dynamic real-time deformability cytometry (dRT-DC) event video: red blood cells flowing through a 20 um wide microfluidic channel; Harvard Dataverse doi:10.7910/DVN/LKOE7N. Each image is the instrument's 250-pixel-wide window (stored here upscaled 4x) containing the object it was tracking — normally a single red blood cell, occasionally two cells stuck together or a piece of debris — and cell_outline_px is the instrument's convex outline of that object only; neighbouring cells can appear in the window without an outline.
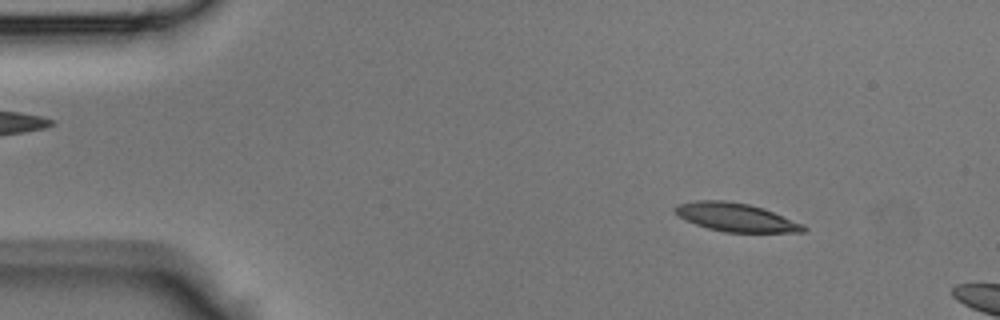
{"species": "Egyptian fruit bat (a non-hibernating species)", "species_latin": "Rousettus aegyptiacus", "temperature_condition": "room temperature", "stored_images_in_passage": 6, "camera_frame_rate_fps": 3000, "um_per_image_px": 0.085, "animal": {"sex": "male"}, "frame": {"image": 1, "passage_image": 2, "time_ms": 0.333, "image_size_px": [1000, 320], "cell_outline_px": [[808, 228], [804, 232], [724, 232], [708, 228], [696, 224], [680, 216], [672, 208], [676, 204], [696, 200], [724, 200], [748, 204], [764, 208], [804, 224]], "centroid_in_image_um": [62.57, 18.46], "position_along_channel_um": 22.4, "area_um2": 21.21}}